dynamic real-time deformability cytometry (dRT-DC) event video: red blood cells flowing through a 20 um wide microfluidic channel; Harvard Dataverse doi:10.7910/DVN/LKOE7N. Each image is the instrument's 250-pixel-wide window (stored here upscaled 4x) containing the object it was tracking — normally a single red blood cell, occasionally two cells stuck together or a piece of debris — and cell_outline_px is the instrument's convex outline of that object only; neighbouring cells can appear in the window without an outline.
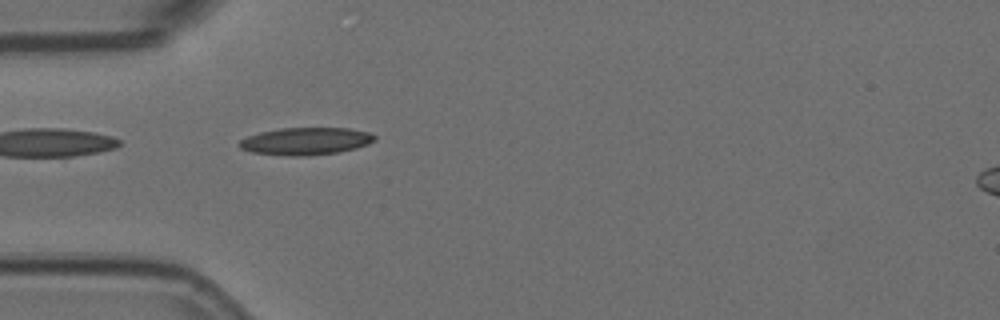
{"species": "Egyptian fruit bat (a non-hibernating species)", "species_latin": "Rousettus aegyptiacus", "temperature_condition": "room temperature", "stored_images_in_passage": 42, "camera_frame_rate_fps": 3000, "um_per_image_px": 0.085, "animal": {"sex": "female"}, "frame": {"image": 1, "passage_image": 2, "time_ms": 0.333, "image_size_px": [1000, 320], "cell_outline_px": [[376, 140], [368, 144], [356, 148], [340, 152], [308, 156], [288, 156], [252, 152], [240, 148], [236, 144], [240, 140], [248, 136], [260, 132], [280, 128], [348, 128], [368, 132], [376, 136]], "centroid_in_image_um": [25.98, 12.0], "position_along_channel_um": 59.0, "area_um2": 21.73}}
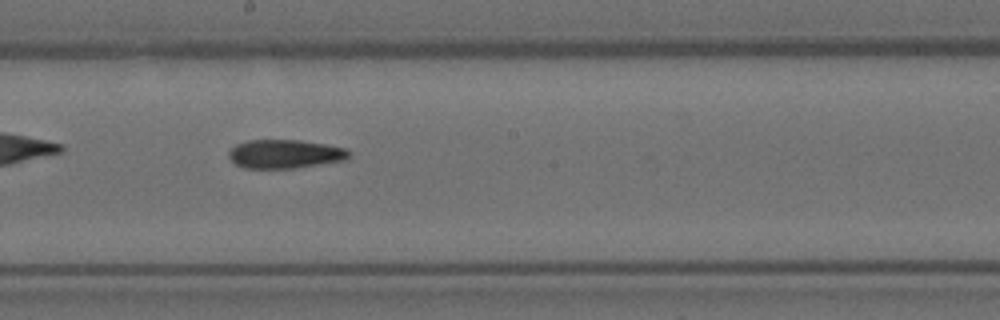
{"frame": {"image": 2, "passage_image": 16, "time_ms": 5.0, "image_size_px": [1000, 320], "cell_outline_px": [[352, 152], [344, 160], [296, 168], [244, 168], [236, 164], [228, 156], [228, 152], [236, 144], [248, 140], [300, 140], [348, 148]], "centroid_in_image_um": [24.23, 13.08], "position_along_channel_um": 224.0, "area_um2": 20.11}}
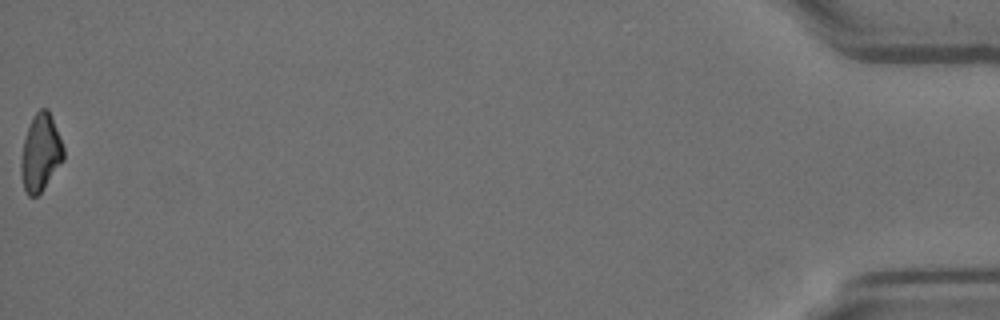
{"frame": {"image": 3, "passage_image": 42, "time_ms": 13.667, "image_size_px": [1000, 320], "cell_outline_px": [[64, 160], [40, 192], [36, 196], [28, 196], [24, 188], [20, 172], [20, 164], [24, 140], [32, 116], [40, 108], [48, 108], [64, 148]], "centroid_in_image_um": [3.44, 12.97], "position_along_channel_um": 431.8, "area_um2": 18.9}}